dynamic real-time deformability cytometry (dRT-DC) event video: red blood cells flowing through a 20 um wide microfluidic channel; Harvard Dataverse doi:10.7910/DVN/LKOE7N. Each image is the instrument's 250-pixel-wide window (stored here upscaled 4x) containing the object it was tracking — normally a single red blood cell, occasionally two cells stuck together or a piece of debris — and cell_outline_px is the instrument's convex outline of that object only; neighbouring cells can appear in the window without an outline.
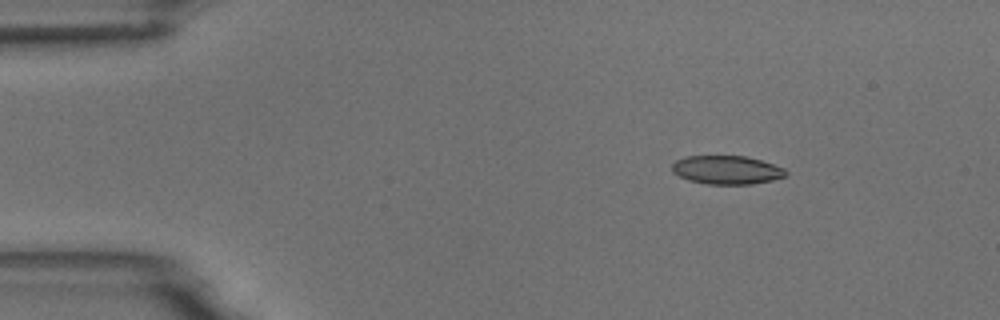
{"species": "common noctule bat (a hibernating species)", "species_latin": "Nyctalus noctula", "temperature_condition": "room temperature", "stored_images_in_passage": 5, "camera_frame_rate_fps": 3000, "um_per_image_px": 0.085, "animal": {"sex": "male", "body_mass_g": 18.8}, "frame": {"image": 1, "passage_image": 2, "time_ms": 1.333, "image_size_px": [1000, 320], "cell_outline_px": [[788, 176], [772, 180], [752, 184], [704, 184], [688, 180], [672, 172], [672, 164], [676, 160], [688, 156], [748, 156], [784, 168], [788, 172]], "centroid_in_image_um": [61.78, 14.45], "position_along_channel_um": 23.2, "area_um2": 19.02}}
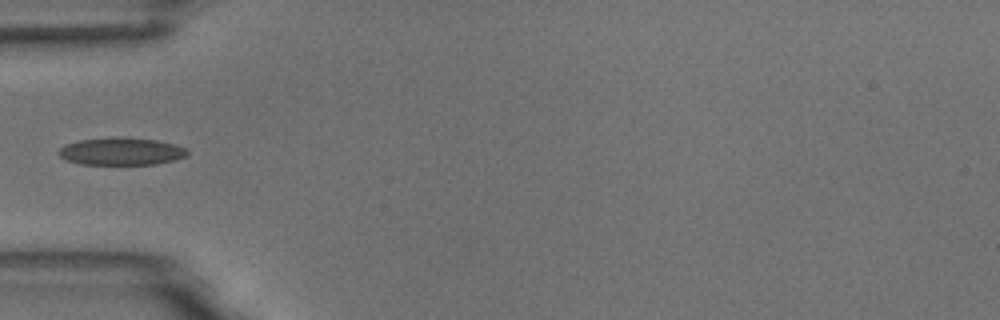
{"frame": {"image": 2, "passage_image": 5, "time_ms": 4.667, "image_size_px": [1000, 320], "cell_outline_px": [[188, 156], [176, 160], [156, 164], [80, 164], [64, 160], [56, 152], [60, 148], [68, 144], [80, 140], [116, 136], [124, 136], [156, 140], [176, 144], [188, 148]], "centroid_in_image_um": [10.35, 12.86], "position_along_channel_um": 74.7, "area_um2": 20.98}}